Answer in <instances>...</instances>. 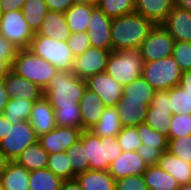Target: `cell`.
Wrapping results in <instances>:
<instances>
[{
	"mask_svg": "<svg viewBox=\"0 0 191 190\" xmlns=\"http://www.w3.org/2000/svg\"><path fill=\"white\" fill-rule=\"evenodd\" d=\"M12 71L35 83L44 91L58 70L50 62L34 55L28 49L18 50L12 64Z\"/></svg>",
	"mask_w": 191,
	"mask_h": 190,
	"instance_id": "4",
	"label": "cell"
},
{
	"mask_svg": "<svg viewBox=\"0 0 191 190\" xmlns=\"http://www.w3.org/2000/svg\"><path fill=\"white\" fill-rule=\"evenodd\" d=\"M5 190H29V171L16 161H10L0 176Z\"/></svg>",
	"mask_w": 191,
	"mask_h": 190,
	"instance_id": "24",
	"label": "cell"
},
{
	"mask_svg": "<svg viewBox=\"0 0 191 190\" xmlns=\"http://www.w3.org/2000/svg\"><path fill=\"white\" fill-rule=\"evenodd\" d=\"M170 101L169 90L155 91L149 108L168 109L169 113H172V109L170 108Z\"/></svg>",
	"mask_w": 191,
	"mask_h": 190,
	"instance_id": "50",
	"label": "cell"
},
{
	"mask_svg": "<svg viewBox=\"0 0 191 190\" xmlns=\"http://www.w3.org/2000/svg\"><path fill=\"white\" fill-rule=\"evenodd\" d=\"M78 104L82 116V129L90 130L98 123L105 106L100 97L88 88L85 89Z\"/></svg>",
	"mask_w": 191,
	"mask_h": 190,
	"instance_id": "18",
	"label": "cell"
},
{
	"mask_svg": "<svg viewBox=\"0 0 191 190\" xmlns=\"http://www.w3.org/2000/svg\"><path fill=\"white\" fill-rule=\"evenodd\" d=\"M182 70L172 56L159 61L144 62L141 76L155 91L179 86Z\"/></svg>",
	"mask_w": 191,
	"mask_h": 190,
	"instance_id": "7",
	"label": "cell"
},
{
	"mask_svg": "<svg viewBox=\"0 0 191 190\" xmlns=\"http://www.w3.org/2000/svg\"><path fill=\"white\" fill-rule=\"evenodd\" d=\"M136 127L143 148H168V137L165 134L152 129L146 123L139 124Z\"/></svg>",
	"mask_w": 191,
	"mask_h": 190,
	"instance_id": "35",
	"label": "cell"
},
{
	"mask_svg": "<svg viewBox=\"0 0 191 190\" xmlns=\"http://www.w3.org/2000/svg\"><path fill=\"white\" fill-rule=\"evenodd\" d=\"M191 135V114H173L168 138H179Z\"/></svg>",
	"mask_w": 191,
	"mask_h": 190,
	"instance_id": "42",
	"label": "cell"
},
{
	"mask_svg": "<svg viewBox=\"0 0 191 190\" xmlns=\"http://www.w3.org/2000/svg\"><path fill=\"white\" fill-rule=\"evenodd\" d=\"M172 115L168 109L148 108L145 123L152 129L168 136Z\"/></svg>",
	"mask_w": 191,
	"mask_h": 190,
	"instance_id": "37",
	"label": "cell"
},
{
	"mask_svg": "<svg viewBox=\"0 0 191 190\" xmlns=\"http://www.w3.org/2000/svg\"><path fill=\"white\" fill-rule=\"evenodd\" d=\"M86 82L72 72L58 71L44 91L53 109L79 108Z\"/></svg>",
	"mask_w": 191,
	"mask_h": 190,
	"instance_id": "2",
	"label": "cell"
},
{
	"mask_svg": "<svg viewBox=\"0 0 191 190\" xmlns=\"http://www.w3.org/2000/svg\"><path fill=\"white\" fill-rule=\"evenodd\" d=\"M149 105L141 101L125 100L122 96L117 102L116 109L122 127L138 126L145 123Z\"/></svg>",
	"mask_w": 191,
	"mask_h": 190,
	"instance_id": "19",
	"label": "cell"
},
{
	"mask_svg": "<svg viewBox=\"0 0 191 190\" xmlns=\"http://www.w3.org/2000/svg\"><path fill=\"white\" fill-rule=\"evenodd\" d=\"M157 165L173 176L179 185L191 183V163L176 157L168 150L162 152Z\"/></svg>",
	"mask_w": 191,
	"mask_h": 190,
	"instance_id": "22",
	"label": "cell"
},
{
	"mask_svg": "<svg viewBox=\"0 0 191 190\" xmlns=\"http://www.w3.org/2000/svg\"><path fill=\"white\" fill-rule=\"evenodd\" d=\"M46 168L64 181L73 180L76 177L66 151L49 154Z\"/></svg>",
	"mask_w": 191,
	"mask_h": 190,
	"instance_id": "33",
	"label": "cell"
},
{
	"mask_svg": "<svg viewBox=\"0 0 191 190\" xmlns=\"http://www.w3.org/2000/svg\"><path fill=\"white\" fill-rule=\"evenodd\" d=\"M178 190H191V183L190 184L180 185Z\"/></svg>",
	"mask_w": 191,
	"mask_h": 190,
	"instance_id": "60",
	"label": "cell"
},
{
	"mask_svg": "<svg viewBox=\"0 0 191 190\" xmlns=\"http://www.w3.org/2000/svg\"><path fill=\"white\" fill-rule=\"evenodd\" d=\"M179 87H181L183 91H191V70L182 72Z\"/></svg>",
	"mask_w": 191,
	"mask_h": 190,
	"instance_id": "53",
	"label": "cell"
},
{
	"mask_svg": "<svg viewBox=\"0 0 191 190\" xmlns=\"http://www.w3.org/2000/svg\"><path fill=\"white\" fill-rule=\"evenodd\" d=\"M82 131V128L77 127L56 126L50 132L39 136L38 142L48 154L64 152L80 140Z\"/></svg>",
	"mask_w": 191,
	"mask_h": 190,
	"instance_id": "12",
	"label": "cell"
},
{
	"mask_svg": "<svg viewBox=\"0 0 191 190\" xmlns=\"http://www.w3.org/2000/svg\"><path fill=\"white\" fill-rule=\"evenodd\" d=\"M75 179L83 190H115L116 179L108 171L87 170Z\"/></svg>",
	"mask_w": 191,
	"mask_h": 190,
	"instance_id": "23",
	"label": "cell"
},
{
	"mask_svg": "<svg viewBox=\"0 0 191 190\" xmlns=\"http://www.w3.org/2000/svg\"><path fill=\"white\" fill-rule=\"evenodd\" d=\"M11 160L6 156V154L0 149V176L6 170L9 162Z\"/></svg>",
	"mask_w": 191,
	"mask_h": 190,
	"instance_id": "58",
	"label": "cell"
},
{
	"mask_svg": "<svg viewBox=\"0 0 191 190\" xmlns=\"http://www.w3.org/2000/svg\"><path fill=\"white\" fill-rule=\"evenodd\" d=\"M175 40L162 24H157L147 35L139 50L144 62L159 61L172 56Z\"/></svg>",
	"mask_w": 191,
	"mask_h": 190,
	"instance_id": "10",
	"label": "cell"
},
{
	"mask_svg": "<svg viewBox=\"0 0 191 190\" xmlns=\"http://www.w3.org/2000/svg\"><path fill=\"white\" fill-rule=\"evenodd\" d=\"M26 0H1L0 13L22 10Z\"/></svg>",
	"mask_w": 191,
	"mask_h": 190,
	"instance_id": "52",
	"label": "cell"
},
{
	"mask_svg": "<svg viewBox=\"0 0 191 190\" xmlns=\"http://www.w3.org/2000/svg\"><path fill=\"white\" fill-rule=\"evenodd\" d=\"M135 13L162 24L174 8V0H134Z\"/></svg>",
	"mask_w": 191,
	"mask_h": 190,
	"instance_id": "20",
	"label": "cell"
},
{
	"mask_svg": "<svg viewBox=\"0 0 191 190\" xmlns=\"http://www.w3.org/2000/svg\"><path fill=\"white\" fill-rule=\"evenodd\" d=\"M48 155V152L37 141L28 146L15 161L30 172L46 168Z\"/></svg>",
	"mask_w": 191,
	"mask_h": 190,
	"instance_id": "27",
	"label": "cell"
},
{
	"mask_svg": "<svg viewBox=\"0 0 191 190\" xmlns=\"http://www.w3.org/2000/svg\"><path fill=\"white\" fill-rule=\"evenodd\" d=\"M168 148H143V144L138 147L137 153L148 165H157L162 152L167 151Z\"/></svg>",
	"mask_w": 191,
	"mask_h": 190,
	"instance_id": "49",
	"label": "cell"
},
{
	"mask_svg": "<svg viewBox=\"0 0 191 190\" xmlns=\"http://www.w3.org/2000/svg\"><path fill=\"white\" fill-rule=\"evenodd\" d=\"M100 0H88V3L97 4Z\"/></svg>",
	"mask_w": 191,
	"mask_h": 190,
	"instance_id": "62",
	"label": "cell"
},
{
	"mask_svg": "<svg viewBox=\"0 0 191 190\" xmlns=\"http://www.w3.org/2000/svg\"><path fill=\"white\" fill-rule=\"evenodd\" d=\"M80 140L86 148L90 170L108 171L110 164L123 152L117 136L100 137L83 130Z\"/></svg>",
	"mask_w": 191,
	"mask_h": 190,
	"instance_id": "3",
	"label": "cell"
},
{
	"mask_svg": "<svg viewBox=\"0 0 191 190\" xmlns=\"http://www.w3.org/2000/svg\"><path fill=\"white\" fill-rule=\"evenodd\" d=\"M174 6L191 12V0H174Z\"/></svg>",
	"mask_w": 191,
	"mask_h": 190,
	"instance_id": "59",
	"label": "cell"
},
{
	"mask_svg": "<svg viewBox=\"0 0 191 190\" xmlns=\"http://www.w3.org/2000/svg\"><path fill=\"white\" fill-rule=\"evenodd\" d=\"M115 190H149L143 175H132L116 180Z\"/></svg>",
	"mask_w": 191,
	"mask_h": 190,
	"instance_id": "47",
	"label": "cell"
},
{
	"mask_svg": "<svg viewBox=\"0 0 191 190\" xmlns=\"http://www.w3.org/2000/svg\"><path fill=\"white\" fill-rule=\"evenodd\" d=\"M67 44L71 48L74 57L81 55L91 47L87 31L71 33L67 40Z\"/></svg>",
	"mask_w": 191,
	"mask_h": 190,
	"instance_id": "45",
	"label": "cell"
},
{
	"mask_svg": "<svg viewBox=\"0 0 191 190\" xmlns=\"http://www.w3.org/2000/svg\"><path fill=\"white\" fill-rule=\"evenodd\" d=\"M61 190H83L76 179L63 181Z\"/></svg>",
	"mask_w": 191,
	"mask_h": 190,
	"instance_id": "55",
	"label": "cell"
},
{
	"mask_svg": "<svg viewBox=\"0 0 191 190\" xmlns=\"http://www.w3.org/2000/svg\"><path fill=\"white\" fill-rule=\"evenodd\" d=\"M155 25L152 20L135 12L113 18L111 23L112 51L139 49Z\"/></svg>",
	"mask_w": 191,
	"mask_h": 190,
	"instance_id": "1",
	"label": "cell"
},
{
	"mask_svg": "<svg viewBox=\"0 0 191 190\" xmlns=\"http://www.w3.org/2000/svg\"><path fill=\"white\" fill-rule=\"evenodd\" d=\"M0 190H5L4 187L2 186L1 180H0Z\"/></svg>",
	"mask_w": 191,
	"mask_h": 190,
	"instance_id": "63",
	"label": "cell"
},
{
	"mask_svg": "<svg viewBox=\"0 0 191 190\" xmlns=\"http://www.w3.org/2000/svg\"><path fill=\"white\" fill-rule=\"evenodd\" d=\"M122 128L123 127L120 123L119 114L117 112L116 106H114L105 107L98 123L90 130L100 137H106L117 136Z\"/></svg>",
	"mask_w": 191,
	"mask_h": 190,
	"instance_id": "28",
	"label": "cell"
},
{
	"mask_svg": "<svg viewBox=\"0 0 191 190\" xmlns=\"http://www.w3.org/2000/svg\"><path fill=\"white\" fill-rule=\"evenodd\" d=\"M28 50L50 62L58 71L72 72L75 57L67 41H59L35 33Z\"/></svg>",
	"mask_w": 191,
	"mask_h": 190,
	"instance_id": "6",
	"label": "cell"
},
{
	"mask_svg": "<svg viewBox=\"0 0 191 190\" xmlns=\"http://www.w3.org/2000/svg\"><path fill=\"white\" fill-rule=\"evenodd\" d=\"M147 168L148 164L137 151H123L110 164L108 172L117 180L132 175H143Z\"/></svg>",
	"mask_w": 191,
	"mask_h": 190,
	"instance_id": "15",
	"label": "cell"
},
{
	"mask_svg": "<svg viewBox=\"0 0 191 190\" xmlns=\"http://www.w3.org/2000/svg\"><path fill=\"white\" fill-rule=\"evenodd\" d=\"M112 51L89 47L84 53L75 57L72 73L78 78H87L106 71L107 61Z\"/></svg>",
	"mask_w": 191,
	"mask_h": 190,
	"instance_id": "11",
	"label": "cell"
},
{
	"mask_svg": "<svg viewBox=\"0 0 191 190\" xmlns=\"http://www.w3.org/2000/svg\"><path fill=\"white\" fill-rule=\"evenodd\" d=\"M8 101L9 98L4 87V82L0 81V114H3Z\"/></svg>",
	"mask_w": 191,
	"mask_h": 190,
	"instance_id": "54",
	"label": "cell"
},
{
	"mask_svg": "<svg viewBox=\"0 0 191 190\" xmlns=\"http://www.w3.org/2000/svg\"><path fill=\"white\" fill-rule=\"evenodd\" d=\"M9 130V120L0 114V141L5 137Z\"/></svg>",
	"mask_w": 191,
	"mask_h": 190,
	"instance_id": "56",
	"label": "cell"
},
{
	"mask_svg": "<svg viewBox=\"0 0 191 190\" xmlns=\"http://www.w3.org/2000/svg\"><path fill=\"white\" fill-rule=\"evenodd\" d=\"M168 151L176 157L191 163V135L168 138Z\"/></svg>",
	"mask_w": 191,
	"mask_h": 190,
	"instance_id": "40",
	"label": "cell"
},
{
	"mask_svg": "<svg viewBox=\"0 0 191 190\" xmlns=\"http://www.w3.org/2000/svg\"><path fill=\"white\" fill-rule=\"evenodd\" d=\"M48 11L45 0H26L22 8L23 16L34 33L40 30Z\"/></svg>",
	"mask_w": 191,
	"mask_h": 190,
	"instance_id": "32",
	"label": "cell"
},
{
	"mask_svg": "<svg viewBox=\"0 0 191 190\" xmlns=\"http://www.w3.org/2000/svg\"><path fill=\"white\" fill-rule=\"evenodd\" d=\"M112 18L108 17L97 5L92 9L87 32L99 29H111Z\"/></svg>",
	"mask_w": 191,
	"mask_h": 190,
	"instance_id": "46",
	"label": "cell"
},
{
	"mask_svg": "<svg viewBox=\"0 0 191 190\" xmlns=\"http://www.w3.org/2000/svg\"><path fill=\"white\" fill-rule=\"evenodd\" d=\"M57 126L82 128V116L80 108L54 109Z\"/></svg>",
	"mask_w": 191,
	"mask_h": 190,
	"instance_id": "39",
	"label": "cell"
},
{
	"mask_svg": "<svg viewBox=\"0 0 191 190\" xmlns=\"http://www.w3.org/2000/svg\"><path fill=\"white\" fill-rule=\"evenodd\" d=\"M92 47L112 51L111 29L93 30L87 32Z\"/></svg>",
	"mask_w": 191,
	"mask_h": 190,
	"instance_id": "44",
	"label": "cell"
},
{
	"mask_svg": "<svg viewBox=\"0 0 191 190\" xmlns=\"http://www.w3.org/2000/svg\"><path fill=\"white\" fill-rule=\"evenodd\" d=\"M86 88L96 93L105 107H114L123 94V86L106 72L98 73L85 80Z\"/></svg>",
	"mask_w": 191,
	"mask_h": 190,
	"instance_id": "13",
	"label": "cell"
},
{
	"mask_svg": "<svg viewBox=\"0 0 191 190\" xmlns=\"http://www.w3.org/2000/svg\"><path fill=\"white\" fill-rule=\"evenodd\" d=\"M38 141V136L30 121H21L15 125L9 121V130L0 141V149L11 160L15 159L30 145Z\"/></svg>",
	"mask_w": 191,
	"mask_h": 190,
	"instance_id": "9",
	"label": "cell"
},
{
	"mask_svg": "<svg viewBox=\"0 0 191 190\" xmlns=\"http://www.w3.org/2000/svg\"><path fill=\"white\" fill-rule=\"evenodd\" d=\"M74 3L88 4V0H74Z\"/></svg>",
	"mask_w": 191,
	"mask_h": 190,
	"instance_id": "61",
	"label": "cell"
},
{
	"mask_svg": "<svg viewBox=\"0 0 191 190\" xmlns=\"http://www.w3.org/2000/svg\"><path fill=\"white\" fill-rule=\"evenodd\" d=\"M172 57L182 72L191 70V42L175 41Z\"/></svg>",
	"mask_w": 191,
	"mask_h": 190,
	"instance_id": "43",
	"label": "cell"
},
{
	"mask_svg": "<svg viewBox=\"0 0 191 190\" xmlns=\"http://www.w3.org/2000/svg\"><path fill=\"white\" fill-rule=\"evenodd\" d=\"M0 34L19 50L28 49L35 36L22 10L1 13Z\"/></svg>",
	"mask_w": 191,
	"mask_h": 190,
	"instance_id": "8",
	"label": "cell"
},
{
	"mask_svg": "<svg viewBox=\"0 0 191 190\" xmlns=\"http://www.w3.org/2000/svg\"><path fill=\"white\" fill-rule=\"evenodd\" d=\"M29 121L38 137L57 126L54 109L45 96L34 102Z\"/></svg>",
	"mask_w": 191,
	"mask_h": 190,
	"instance_id": "16",
	"label": "cell"
},
{
	"mask_svg": "<svg viewBox=\"0 0 191 190\" xmlns=\"http://www.w3.org/2000/svg\"><path fill=\"white\" fill-rule=\"evenodd\" d=\"M118 142L122 151H137L138 147L142 145L137 127H123L117 135Z\"/></svg>",
	"mask_w": 191,
	"mask_h": 190,
	"instance_id": "41",
	"label": "cell"
},
{
	"mask_svg": "<svg viewBox=\"0 0 191 190\" xmlns=\"http://www.w3.org/2000/svg\"><path fill=\"white\" fill-rule=\"evenodd\" d=\"M175 41L191 42V12L174 6L162 23Z\"/></svg>",
	"mask_w": 191,
	"mask_h": 190,
	"instance_id": "17",
	"label": "cell"
},
{
	"mask_svg": "<svg viewBox=\"0 0 191 190\" xmlns=\"http://www.w3.org/2000/svg\"><path fill=\"white\" fill-rule=\"evenodd\" d=\"M172 114H191V91H183L179 86L169 89Z\"/></svg>",
	"mask_w": 191,
	"mask_h": 190,
	"instance_id": "36",
	"label": "cell"
},
{
	"mask_svg": "<svg viewBox=\"0 0 191 190\" xmlns=\"http://www.w3.org/2000/svg\"><path fill=\"white\" fill-rule=\"evenodd\" d=\"M12 71V65L9 62H0V81Z\"/></svg>",
	"mask_w": 191,
	"mask_h": 190,
	"instance_id": "57",
	"label": "cell"
},
{
	"mask_svg": "<svg viewBox=\"0 0 191 190\" xmlns=\"http://www.w3.org/2000/svg\"><path fill=\"white\" fill-rule=\"evenodd\" d=\"M143 65L139 49L112 51L105 72L124 87L141 76Z\"/></svg>",
	"mask_w": 191,
	"mask_h": 190,
	"instance_id": "5",
	"label": "cell"
},
{
	"mask_svg": "<svg viewBox=\"0 0 191 190\" xmlns=\"http://www.w3.org/2000/svg\"><path fill=\"white\" fill-rule=\"evenodd\" d=\"M18 50L17 47L0 34V62H9L12 65Z\"/></svg>",
	"mask_w": 191,
	"mask_h": 190,
	"instance_id": "48",
	"label": "cell"
},
{
	"mask_svg": "<svg viewBox=\"0 0 191 190\" xmlns=\"http://www.w3.org/2000/svg\"><path fill=\"white\" fill-rule=\"evenodd\" d=\"M66 152L72 167V171L76 175L90 170L89 159H87L86 154V148L81 140H78Z\"/></svg>",
	"mask_w": 191,
	"mask_h": 190,
	"instance_id": "38",
	"label": "cell"
},
{
	"mask_svg": "<svg viewBox=\"0 0 191 190\" xmlns=\"http://www.w3.org/2000/svg\"><path fill=\"white\" fill-rule=\"evenodd\" d=\"M143 176L149 190H178L180 186L173 176L158 165H148Z\"/></svg>",
	"mask_w": 191,
	"mask_h": 190,
	"instance_id": "26",
	"label": "cell"
},
{
	"mask_svg": "<svg viewBox=\"0 0 191 190\" xmlns=\"http://www.w3.org/2000/svg\"><path fill=\"white\" fill-rule=\"evenodd\" d=\"M49 11L65 13L73 4L74 0H45Z\"/></svg>",
	"mask_w": 191,
	"mask_h": 190,
	"instance_id": "51",
	"label": "cell"
},
{
	"mask_svg": "<svg viewBox=\"0 0 191 190\" xmlns=\"http://www.w3.org/2000/svg\"><path fill=\"white\" fill-rule=\"evenodd\" d=\"M63 181L48 168L29 172V190H61Z\"/></svg>",
	"mask_w": 191,
	"mask_h": 190,
	"instance_id": "29",
	"label": "cell"
},
{
	"mask_svg": "<svg viewBox=\"0 0 191 190\" xmlns=\"http://www.w3.org/2000/svg\"><path fill=\"white\" fill-rule=\"evenodd\" d=\"M34 102L33 100H22L20 98L9 99L3 115L15 125L21 121H29Z\"/></svg>",
	"mask_w": 191,
	"mask_h": 190,
	"instance_id": "31",
	"label": "cell"
},
{
	"mask_svg": "<svg viewBox=\"0 0 191 190\" xmlns=\"http://www.w3.org/2000/svg\"><path fill=\"white\" fill-rule=\"evenodd\" d=\"M65 13L48 11L41 24L39 35L59 41H67L71 35Z\"/></svg>",
	"mask_w": 191,
	"mask_h": 190,
	"instance_id": "21",
	"label": "cell"
},
{
	"mask_svg": "<svg viewBox=\"0 0 191 190\" xmlns=\"http://www.w3.org/2000/svg\"><path fill=\"white\" fill-rule=\"evenodd\" d=\"M154 94V88L140 76L131 84L124 86L122 97L125 100L141 101L144 104L150 105Z\"/></svg>",
	"mask_w": 191,
	"mask_h": 190,
	"instance_id": "30",
	"label": "cell"
},
{
	"mask_svg": "<svg viewBox=\"0 0 191 190\" xmlns=\"http://www.w3.org/2000/svg\"><path fill=\"white\" fill-rule=\"evenodd\" d=\"M4 87L8 98L37 101L44 96V90L11 71L4 79Z\"/></svg>",
	"mask_w": 191,
	"mask_h": 190,
	"instance_id": "14",
	"label": "cell"
},
{
	"mask_svg": "<svg viewBox=\"0 0 191 190\" xmlns=\"http://www.w3.org/2000/svg\"><path fill=\"white\" fill-rule=\"evenodd\" d=\"M96 5L112 19L135 12L134 0H100Z\"/></svg>",
	"mask_w": 191,
	"mask_h": 190,
	"instance_id": "34",
	"label": "cell"
},
{
	"mask_svg": "<svg viewBox=\"0 0 191 190\" xmlns=\"http://www.w3.org/2000/svg\"><path fill=\"white\" fill-rule=\"evenodd\" d=\"M95 6L96 4L93 3H88V4L74 3L65 12L67 24L72 33L87 31L92 9Z\"/></svg>",
	"mask_w": 191,
	"mask_h": 190,
	"instance_id": "25",
	"label": "cell"
}]
</instances>
